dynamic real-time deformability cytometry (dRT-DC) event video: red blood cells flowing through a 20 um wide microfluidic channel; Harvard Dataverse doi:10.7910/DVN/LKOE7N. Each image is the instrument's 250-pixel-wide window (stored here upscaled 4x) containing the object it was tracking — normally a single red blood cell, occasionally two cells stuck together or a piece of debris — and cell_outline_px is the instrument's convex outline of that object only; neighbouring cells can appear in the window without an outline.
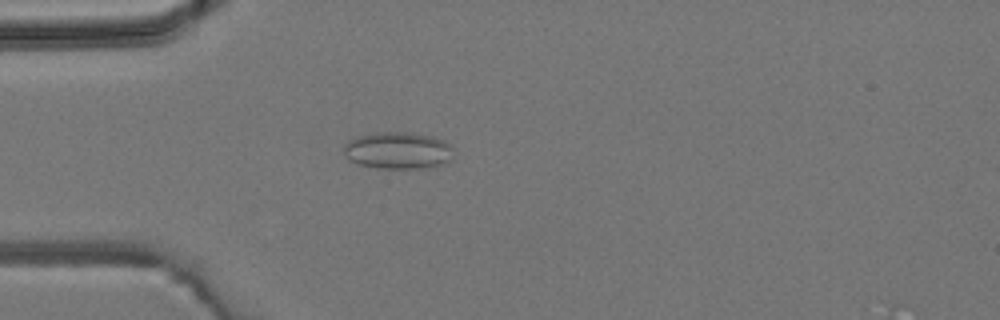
{"species": "common noctule bat (a hibernating species)", "species_latin": "Nyctalus noctula", "temperature_condition": "room temperature", "stored_images_in_passage": 2, "camera_frame_rate_fps": 3000, "um_per_image_px": 0.085, "animal": {"sex": "male", "body_mass_g": 19.2, "forearm_length_mm": 51.8}, "frame": {"image": 1, "passage_image": 2, "time_ms": 2.0, "image_size_px": [1000, 320], "cell_outline_px": [[452, 160], [448, 164], [424, 168], [376, 168], [360, 164], [348, 160], [344, 156], [344, 144], [348, 140], [360, 136], [376, 132], [404, 132], [432, 136], [444, 140], [452, 148]], "centroid_in_image_um": [33.84, 12.8], "position_along_channel_um": 51.2, "area_um2": 23.87}}